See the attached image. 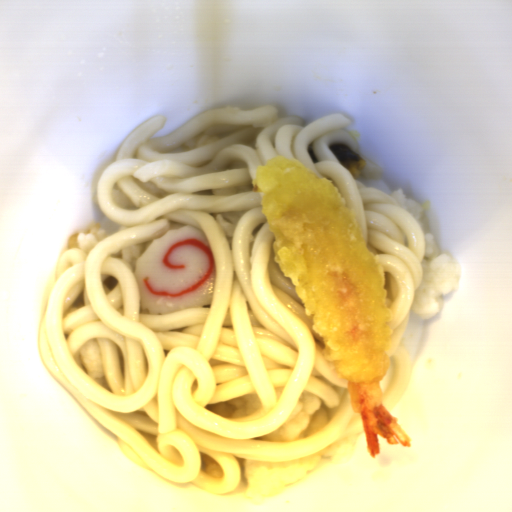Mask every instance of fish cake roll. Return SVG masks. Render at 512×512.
Returning a JSON list of instances; mask_svg holds the SVG:
<instances>
[{
    "label": "fish cake roll",
    "instance_id": "fish-cake-roll-1",
    "mask_svg": "<svg viewBox=\"0 0 512 512\" xmlns=\"http://www.w3.org/2000/svg\"><path fill=\"white\" fill-rule=\"evenodd\" d=\"M139 308L152 315L209 306L217 273L214 253L205 232L184 225L167 229L135 260Z\"/></svg>",
    "mask_w": 512,
    "mask_h": 512
}]
</instances>
